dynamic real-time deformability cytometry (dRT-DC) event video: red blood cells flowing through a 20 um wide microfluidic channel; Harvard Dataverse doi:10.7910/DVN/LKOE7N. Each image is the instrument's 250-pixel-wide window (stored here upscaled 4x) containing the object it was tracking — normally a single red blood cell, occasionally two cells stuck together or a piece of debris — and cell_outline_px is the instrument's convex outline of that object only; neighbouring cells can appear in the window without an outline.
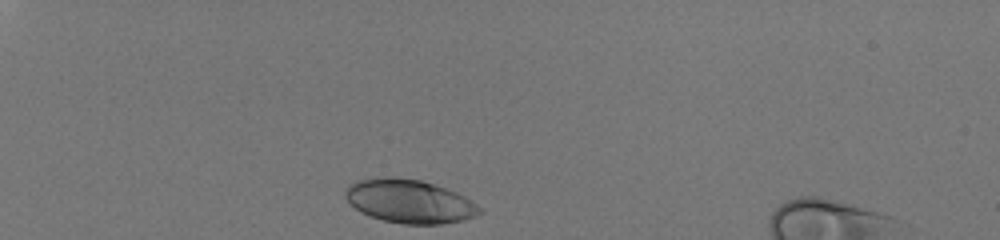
{"species": "human", "species_latin": "Homo sapiens", "temperature_condition": "room temperature", "stored_images_in_passage": 32, "camera_frame_rate_fps": 3000, "um_per_image_px": 0.085, "donor": {"sex": "male"}, "frame": {"image": 1, "passage_image": 1, "time_ms": 0.0, "image_size_px": [1000, 240], "cell_outline_px": [[484, 212], [476, 216], [464, 220], [440, 224], [404, 224], [384, 220], [368, 216], [360, 212], [344, 196], [344, 188], [348, 184], [356, 180], [420, 180], [456, 192], [464, 196], [484, 208]], "centroid_in_image_um": [34.85, 17.16], "position_along_channel_um": 50.1, "area_um2": 33.35}}
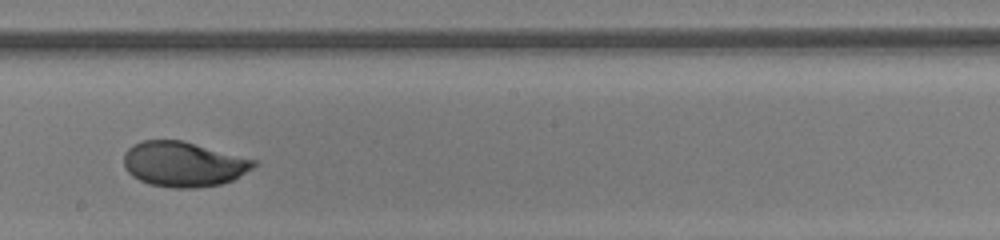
{"frame": {"image": 2, "passage_image": 19, "time_ms": 6.0, "image_size_px": [1000, 240], "cell_outline_px": [[256, 164], [252, 168], [232, 180], [220, 184], [192, 188], [172, 188], [152, 184], [140, 180], [132, 176], [124, 168], [124, 152], [132, 144], [140, 140], [184, 140], [256, 160]], "centroid_in_image_um": [15.56, 13.93], "position_along_channel_um": 232.6, "area_um2": 34.1}}
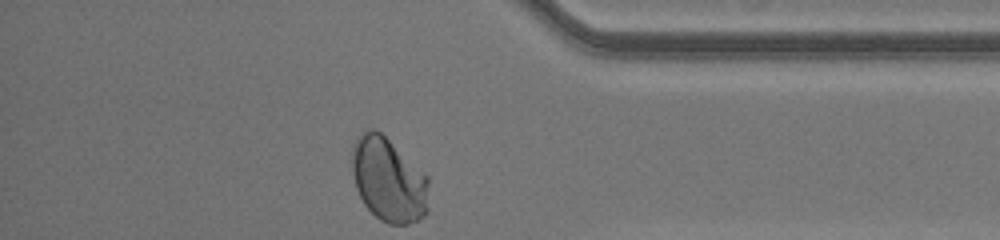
{"frame": {"image": 3, "passage_image": 32, "time_ms": 10.333, "image_size_px": [1000, 240], "cell_outline_px": [[428, 212], [424, 216], [408, 224], [388, 224], [380, 220], [364, 204], [356, 188], [352, 172], [352, 144], [356, 136], [368, 128], [376, 128], [428, 176]], "centroid_in_image_um": [33.01, 15.26], "position_along_channel_um": 402.2, "area_um2": 37.86}, "authors_computed_cell_mechanics": {"area_um2": 34.1309, "velocity_mm_per_s": 4.1043, "shape_relaxation_time_tau1_ms": 4.2967, "shape_relaxation_time_tau2_ms": null, "deformation_change_tau1": 0.1656, "deformation_change_tau2": null}}